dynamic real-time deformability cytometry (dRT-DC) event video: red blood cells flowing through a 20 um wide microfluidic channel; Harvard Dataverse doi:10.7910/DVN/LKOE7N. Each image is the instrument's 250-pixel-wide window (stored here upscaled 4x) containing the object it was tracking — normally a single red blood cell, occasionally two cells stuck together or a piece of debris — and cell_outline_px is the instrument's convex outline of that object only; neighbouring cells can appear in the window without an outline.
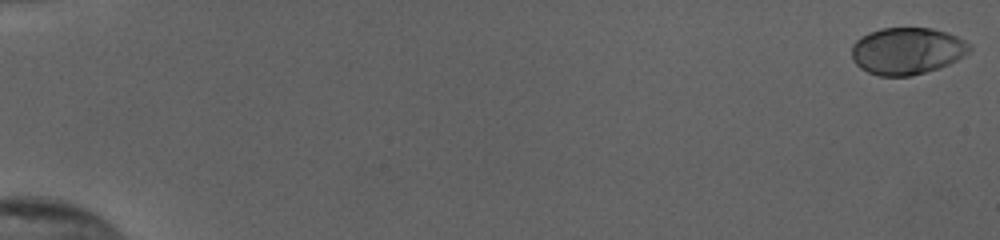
{"species": "human", "species_latin": "Homo sapiens", "temperature_condition": "cold", "stored_images_in_passage": 49, "camera_frame_rate_fps": 3000, "um_per_image_px": 0.085, "donor": {"sex": "female"}, "frame": {"image": 1, "passage_image": 1, "time_ms": 0.0, "image_size_px": [1000, 240], "cell_outline_px": [[972, 48], [968, 52], [956, 60], [940, 68], [912, 76], [880, 76], [868, 72], [860, 68], [852, 60], [852, 44], [856, 40], [868, 32], [884, 28], [932, 28], [948, 32], [972, 44]], "centroid_in_image_um": [77.1, 4.33], "position_along_channel_um": 7.9, "area_um2": 32.43}}
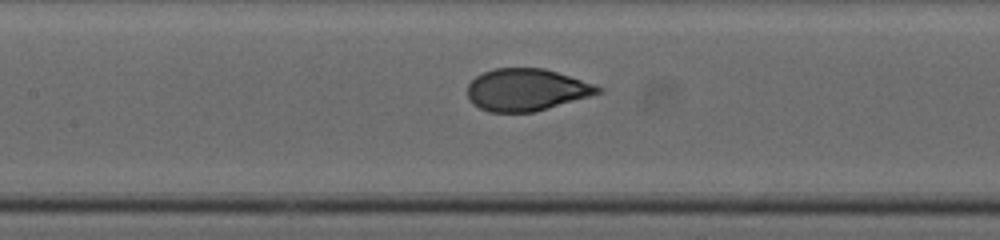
{"frame": {"image": 2, "passage_image": 28, "time_ms": 9.0, "image_size_px": [1000, 240], "cell_outline_px": [[604, 92], [532, 112], [488, 112], [472, 104], [468, 96], [468, 84], [476, 76], [484, 72], [496, 68], [544, 68], [596, 84], [604, 88]], "centroid_in_image_um": [44.76, 7.62], "position_along_channel_um": 162.6, "area_um2": 31.96}}
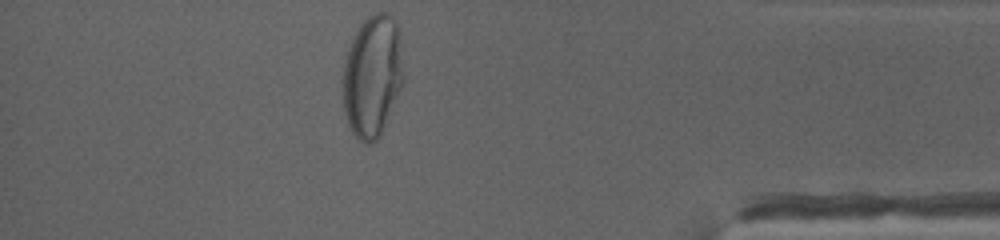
{"frame": {"image": 3, "passage_image": 49, "time_ms": 16.0, "image_size_px": [1000, 240], "cell_outline_px": [[404, 84], [380, 136], [372, 144], [364, 144], [352, 132], [348, 124], [344, 108], [344, 60], [348, 48], [360, 24], [372, 12], [384, 12], [392, 16], [396, 20], [400, 28], [404, 76]], "centroid_in_image_um": [31.7, 6.44], "position_along_channel_um": 403.5, "area_um2": 43.7}, "authors_computed_cell_mechanics": {"area_um2": 32.5414, "velocity_mm_per_s": 3.8638, "shape_relaxation_time_tau1_ms": 5.3781, "shape_relaxation_time_tau2_ms": null, "deformation_change_tau1": 0.2125, "deformation_change_tau2": null}}